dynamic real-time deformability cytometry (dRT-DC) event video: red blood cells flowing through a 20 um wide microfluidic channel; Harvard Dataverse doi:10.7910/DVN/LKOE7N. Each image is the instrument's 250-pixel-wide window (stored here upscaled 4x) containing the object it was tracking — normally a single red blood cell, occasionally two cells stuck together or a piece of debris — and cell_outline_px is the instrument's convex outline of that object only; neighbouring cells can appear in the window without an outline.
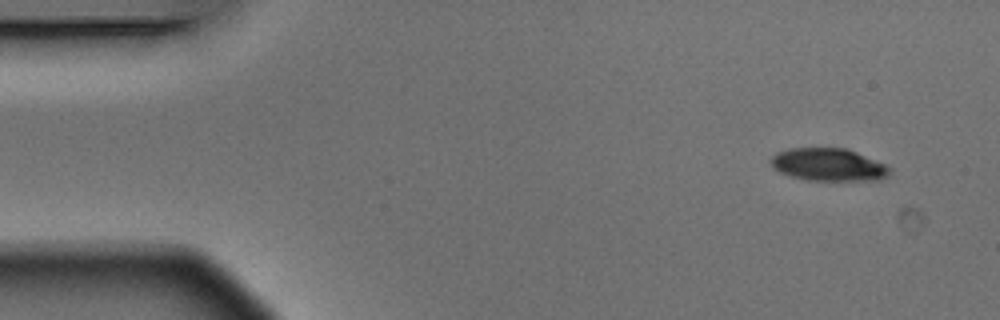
{"species": "Egyptian fruit bat (a non-hibernating species)", "species_latin": "Rousettus aegyptiacus", "temperature_condition": "warm", "stored_images_in_passage": 4, "camera_frame_rate_fps": 3000, "um_per_image_px": 0.085, "animal": {"sex": "male"}, "frame": {"image": 1, "passage_image": 1, "time_ms": 0.0, "image_size_px": [1000, 320], "cell_outline_px": [[892, 168], [888, 176], [880, 180], [808, 180], [792, 176], [780, 172], [772, 168], [772, 156], [776, 152], [788, 148], [844, 148], [856, 152], [884, 164]], "centroid_in_image_um": [70.42, 14.0], "position_along_channel_um": 14.6, "area_um2": 22.48}}
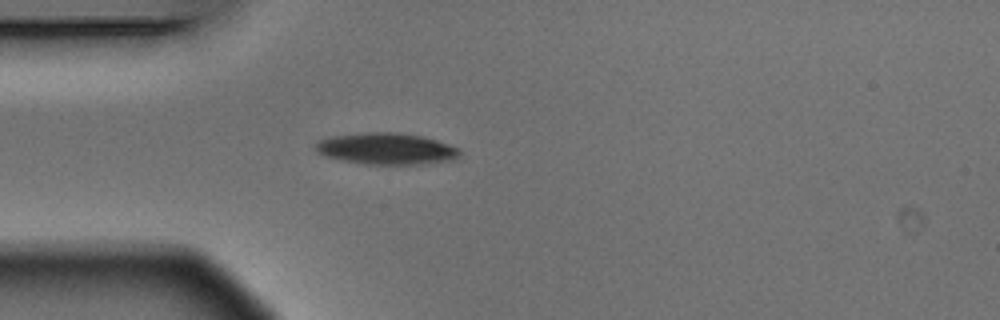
{"frame": {"image": 2, "passage_image": 4, "time_ms": 1.0, "image_size_px": [1000, 320], "cell_outline_px": [[460, 156], [452, 160], [424, 164], [364, 164], [324, 156], [316, 152], [316, 144], [320, 140], [332, 136], [368, 132], [400, 132], [424, 136], [460, 148]], "centroid_in_image_um": [32.88, 12.64], "position_along_channel_um": 52.1, "area_um2": 26.53}}